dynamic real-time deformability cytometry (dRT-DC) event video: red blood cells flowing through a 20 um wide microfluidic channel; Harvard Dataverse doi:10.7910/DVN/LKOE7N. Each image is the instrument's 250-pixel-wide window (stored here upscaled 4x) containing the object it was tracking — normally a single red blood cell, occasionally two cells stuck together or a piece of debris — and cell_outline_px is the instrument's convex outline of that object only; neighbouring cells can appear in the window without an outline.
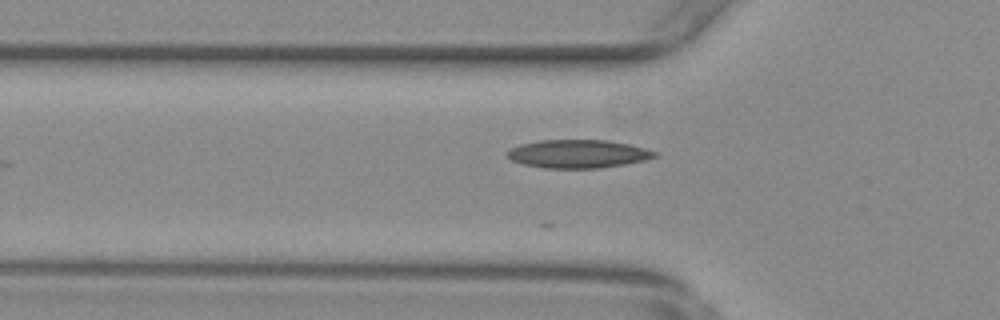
{"species": "common noctule bat (a hibernating species)", "species_latin": "Nyctalus noctula", "temperature_condition": "warm", "stored_images_in_passage": 8, "camera_frame_rate_fps": 3000, "um_per_image_px": 0.085, "animal": {"sex": "female", "body_mass_g": 29.2, "forearm_length_mm": 56.3}, "frame": {"image": 1, "passage_image": 5, "time_ms": 1.333, "image_size_px": [1000, 320], "cell_outline_px": [[656, 156], [644, 160], [624, 164], [596, 168], [544, 168], [524, 164], [512, 160], [504, 152], [508, 148], [520, 144], [540, 140], [608, 140], [628, 144], [644, 148], [656, 152]], "centroid_in_image_um": [49.07, 13.07], "position_along_channel_um": 76.7, "area_um2": 24.16}}